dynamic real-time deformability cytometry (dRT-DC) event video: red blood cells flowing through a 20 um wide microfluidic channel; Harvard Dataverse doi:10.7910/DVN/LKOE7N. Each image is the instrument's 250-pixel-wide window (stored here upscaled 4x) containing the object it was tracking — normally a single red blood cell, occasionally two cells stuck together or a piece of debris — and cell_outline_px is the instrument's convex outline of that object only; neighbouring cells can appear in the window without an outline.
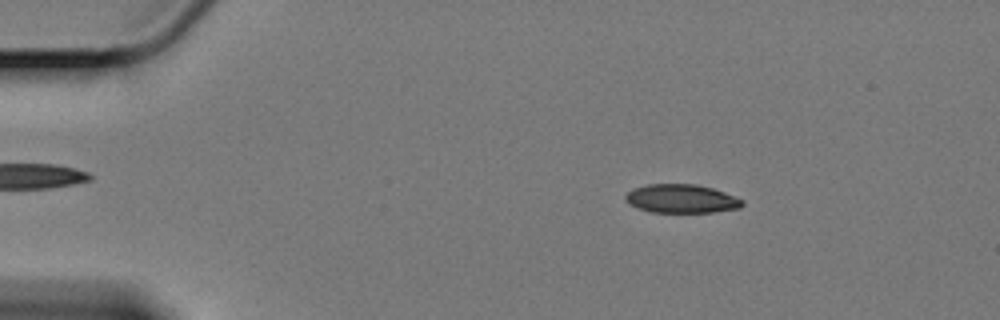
{"species": "Egyptian fruit bat (a non-hibernating species)", "species_latin": "Rousettus aegyptiacus", "temperature_condition": "cold", "stored_images_in_passage": 60, "camera_frame_rate_fps": 3000, "um_per_image_px": 0.085, "animal": {"sex": "female"}, "frame": {"image": 1, "passage_image": 10, "time_ms": 3.0, "image_size_px": [1000, 320], "cell_outline_px": [[744, 204], [740, 208], [712, 212], [652, 212], [640, 208], [624, 200], [624, 196], [632, 188], [648, 184], [696, 184], [712, 188], [724, 192], [744, 200]], "centroid_in_image_um": [57.93, 16.88], "position_along_channel_um": 27.1, "area_um2": 19.42}}
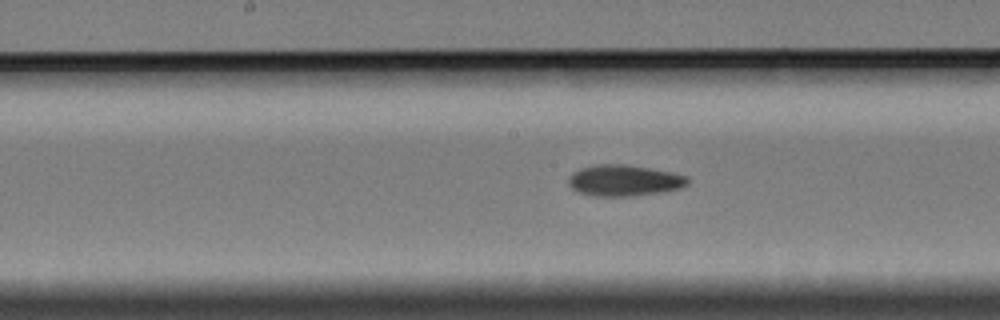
{"frame": {"image": 2, "passage_image": 31, "time_ms": 10.0, "image_size_px": [1000, 320], "cell_outline_px": [[688, 184], [680, 188], [660, 192], [628, 196], [596, 196], [580, 192], [572, 188], [568, 184], [568, 176], [572, 172], [580, 168], [596, 164], [624, 164], [672, 172], [688, 176]], "centroid_in_image_um": [53.03, 15.33], "position_along_channel_um": 195.2, "area_um2": 21.56}}
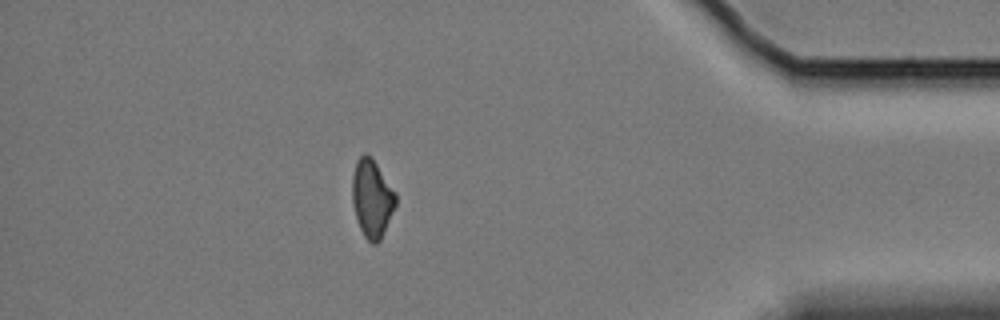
{"frame": {"image": 3, "passage_image": 53, "time_ms": 17.333, "image_size_px": [1000, 320], "cell_outline_px": [[396, 204], [380, 240], [376, 244], [372, 244], [364, 236], [360, 228], [356, 216], [352, 200], [352, 176], [356, 160], [364, 152], [372, 156], [396, 192]], "centroid_in_image_um": [31.61, 16.82], "position_along_channel_um": 403.6, "area_um2": 19.77}, "authors_computed_cell_mechanics": {"area_um2": 20.2878, "velocity_mm_per_s": 3.3518, "shape_relaxation_time_tau1_ms": 4.0106, "shape_relaxation_time_tau2_ms": 7.2241, "deformation_change_tau1": 0.1316, "deformation_change_tau2": 0.1265}}